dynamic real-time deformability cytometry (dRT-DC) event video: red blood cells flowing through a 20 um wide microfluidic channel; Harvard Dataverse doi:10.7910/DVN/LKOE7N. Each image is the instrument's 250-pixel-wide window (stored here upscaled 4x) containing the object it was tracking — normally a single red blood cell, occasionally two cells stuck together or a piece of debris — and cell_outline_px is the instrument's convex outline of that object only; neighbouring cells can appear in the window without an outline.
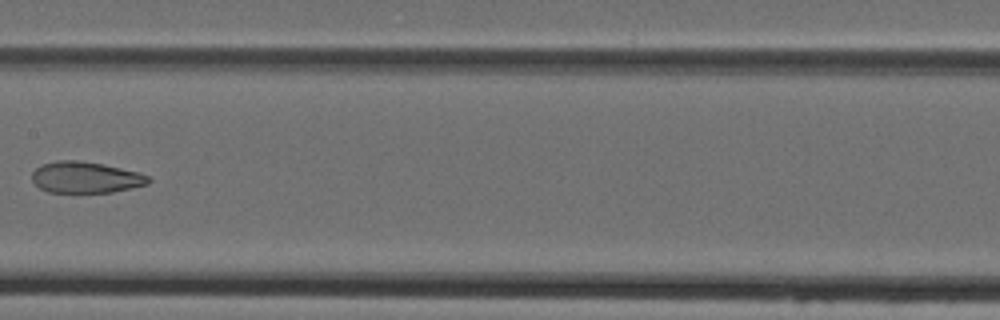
{"species": "Egyptian fruit bat (a non-hibernating species)", "species_latin": "Rousettus aegyptiacus", "temperature_condition": "cold", "stored_images_in_passage": 8, "camera_frame_rate_fps": 3000, "um_per_image_px": 0.085, "animal": {"sex": "female"}, "frame": {"image": 1, "passage_image": 7, "time_ms": 7.0, "image_size_px": [1000, 320], "cell_outline_px": [[152, 180], [148, 184], [112, 192], [48, 192], [40, 188], [32, 180], [32, 172], [36, 168], [44, 164], [56, 160], [80, 160], [104, 164], [140, 172], [148, 176]], "centroid_in_image_um": [7.3, 15.07], "position_along_channel_um": 200.1, "area_um2": 21.27}}
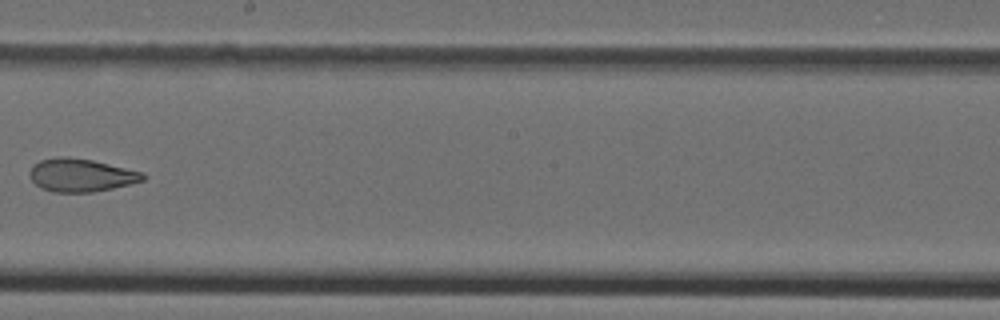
{"frame": {"image": 2, "passage_image": 8, "time_ms": 8.0, "image_size_px": [1000, 320], "cell_outline_px": [[144, 180], [132, 184], [92, 192], [52, 192], [40, 188], [32, 180], [28, 172], [32, 164], [40, 160], [56, 156], [68, 156], [92, 160], [144, 172]], "centroid_in_image_um": [6.85, 14.88], "position_along_channel_um": 241.4, "area_um2": 22.02}}